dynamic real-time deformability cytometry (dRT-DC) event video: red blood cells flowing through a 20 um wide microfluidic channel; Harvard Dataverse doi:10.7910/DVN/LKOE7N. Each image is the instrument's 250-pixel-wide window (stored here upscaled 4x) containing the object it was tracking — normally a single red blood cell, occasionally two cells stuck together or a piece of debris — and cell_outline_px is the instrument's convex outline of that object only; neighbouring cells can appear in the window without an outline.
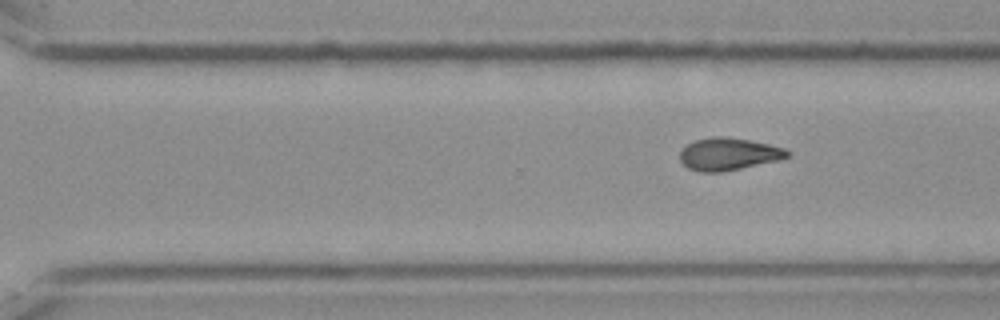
{"species": "Egyptian fruit bat (a non-hibernating species)", "species_latin": "Rousettus aegyptiacus", "temperature_condition": "cold", "stored_images_in_passage": 11, "segment_of_instrument_passage": [2, 2], "camera_frame_rate_fps": 3000, "um_per_image_px": 0.085, "frame": {"image": 1, "passage_image": 11, "time_ms": 3.333, "image_size_px": [1000, 320], "cell_outline_px": [[788, 156], [780, 160], [724, 172], [700, 172], [688, 168], [680, 160], [680, 152], [688, 144], [696, 140], [712, 136], [724, 136], [748, 140], [768, 144], [784, 148], [788, 152]], "centroid_in_image_um": [61.91, 13.1], "position_along_channel_um": 308.7, "area_um2": 20.17}}